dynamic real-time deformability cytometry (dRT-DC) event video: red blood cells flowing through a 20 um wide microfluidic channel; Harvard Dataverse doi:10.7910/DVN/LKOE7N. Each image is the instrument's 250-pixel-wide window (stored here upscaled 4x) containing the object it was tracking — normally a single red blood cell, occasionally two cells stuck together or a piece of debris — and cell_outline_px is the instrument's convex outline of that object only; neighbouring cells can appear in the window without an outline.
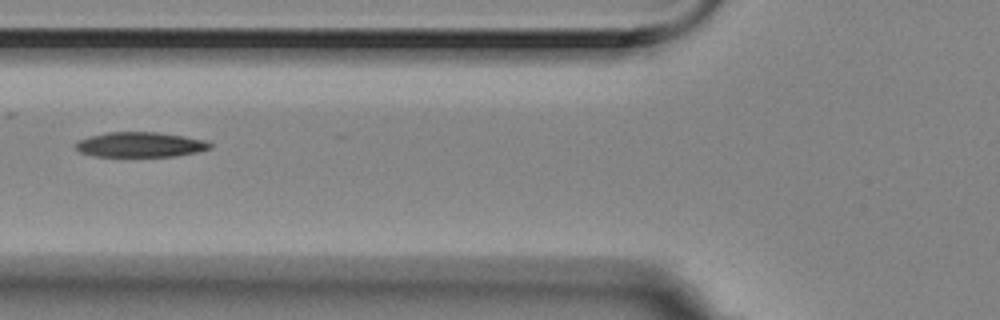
{"species": "Egyptian fruit bat (a non-hibernating species)", "species_latin": "Rousettus aegyptiacus", "temperature_condition": "room temperature", "stored_images_in_passage": 9, "camera_frame_rate_fps": 3000, "um_per_image_px": 0.085, "animal": {"sex": "female"}, "frame": {"image": 1, "passage_image": 6, "time_ms": 1.667, "image_size_px": [1000, 320], "cell_outline_px": [[212, 148], [196, 152], [176, 156], [96, 156], [80, 152], [72, 144], [76, 140], [88, 136], [108, 132], [160, 132], [208, 140], [212, 144]], "centroid_in_image_um": [11.91, 12.28], "position_along_channel_um": 113.9, "area_um2": 19.83}}
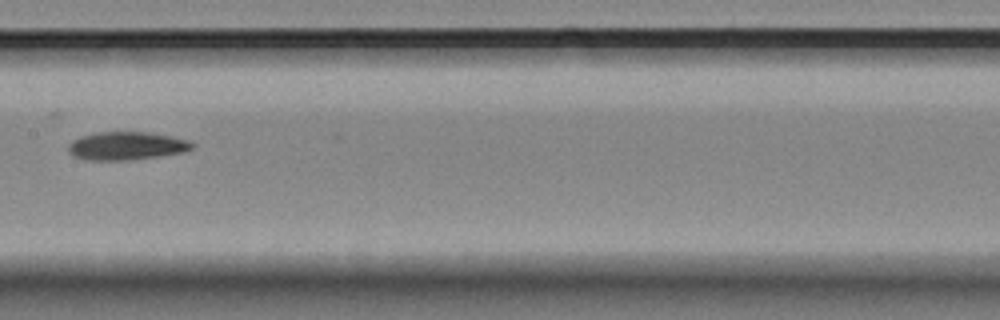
{"frame": {"image": 2, "passage_image": 8, "time_ms": 2.333, "image_size_px": [1000, 320], "cell_outline_px": [[196, 144], [192, 148], [184, 152], [128, 160], [84, 160], [72, 156], [68, 152], [68, 144], [72, 140], [80, 136], [96, 132], [148, 132], [188, 140]], "centroid_in_image_um": [10.69, 12.4], "position_along_channel_um": 196.7, "area_um2": 20.35}}
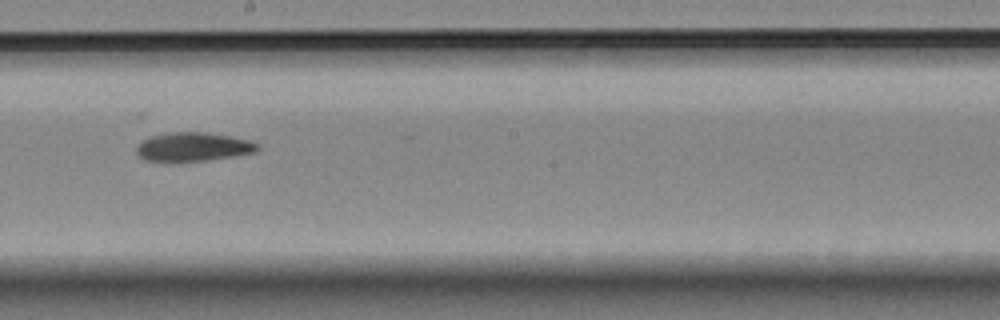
{"frame": {"image": 3, "passage_image": 9, "time_ms": 2.667, "image_size_px": [1000, 320], "cell_outline_px": [[260, 148], [256, 152], [232, 156], [204, 160], [144, 160], [136, 152], [136, 148], [144, 140], [152, 136], [172, 132], [204, 132], [228, 136], [248, 140], [260, 144]], "centroid_in_image_um": [16.46, 12.47], "position_along_channel_um": 231.7, "area_um2": 19.71}}